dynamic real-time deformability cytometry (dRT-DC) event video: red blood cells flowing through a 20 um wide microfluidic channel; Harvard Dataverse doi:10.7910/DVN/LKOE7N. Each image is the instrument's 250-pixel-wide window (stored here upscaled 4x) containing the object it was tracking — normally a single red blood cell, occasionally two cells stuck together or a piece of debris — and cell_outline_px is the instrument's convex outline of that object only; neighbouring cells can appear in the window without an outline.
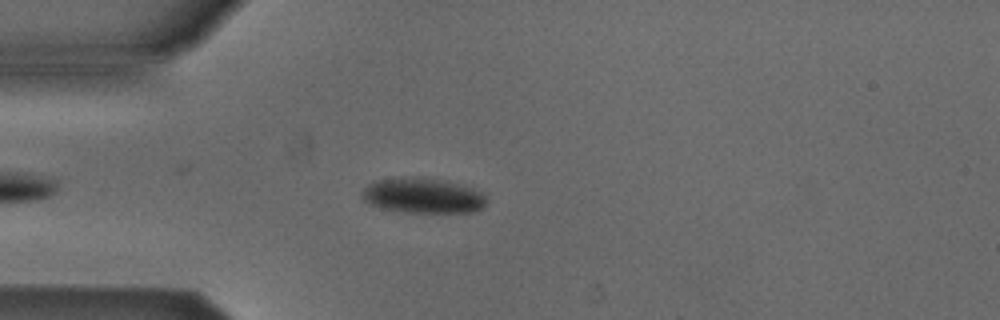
{"species": "Egyptian fruit bat (a non-hibernating species)", "species_latin": "Rousettus aegyptiacus", "temperature_condition": "cold", "stored_images_in_passage": 31, "camera_frame_rate_fps": 3000, "um_per_image_px": 0.085, "animal": {"sex": "male"}, "frame": {"image": 1, "passage_image": 7, "time_ms": 2.0, "image_size_px": [1000, 320], "cell_outline_px": [[488, 200], [476, 212], [404, 212], [384, 208], [368, 204], [364, 200], [364, 188], [368, 184], [380, 180], [404, 176], [420, 176], [444, 180], [464, 184], [480, 192]], "centroid_in_image_um": [35.98, 16.61], "position_along_channel_um": 49.0, "area_um2": 25.55}}
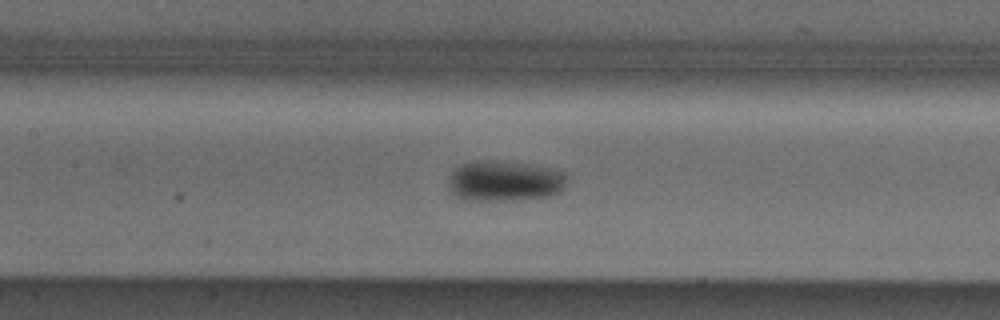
{"frame": {"image": 2, "passage_image": 17, "time_ms": 5.333, "image_size_px": [1000, 320], "cell_outline_px": [[568, 180], [564, 188], [560, 192], [548, 196], [512, 200], [468, 200], [456, 196], [452, 192], [448, 184], [448, 176], [460, 164], [472, 160], [504, 160], [532, 164], [552, 168], [564, 172]], "centroid_in_image_um": [42.9, 15.35], "position_along_channel_um": 164.5, "area_um2": 28.55}}
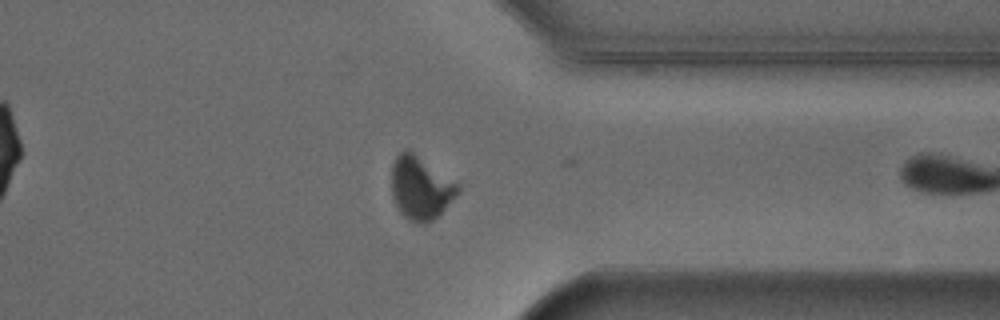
{"frame": {"image": 3, "passage_image": 30, "time_ms": 9.667, "image_size_px": [1000, 320], "cell_outline_px": [[460, 192], [428, 224], [424, 224], [408, 220], [400, 212], [392, 196], [392, 164], [396, 156], [404, 148], [408, 148], [460, 184]], "centroid_in_image_um": [35.75, 15.94], "position_along_channel_um": 375.7, "area_um2": 24.45}}